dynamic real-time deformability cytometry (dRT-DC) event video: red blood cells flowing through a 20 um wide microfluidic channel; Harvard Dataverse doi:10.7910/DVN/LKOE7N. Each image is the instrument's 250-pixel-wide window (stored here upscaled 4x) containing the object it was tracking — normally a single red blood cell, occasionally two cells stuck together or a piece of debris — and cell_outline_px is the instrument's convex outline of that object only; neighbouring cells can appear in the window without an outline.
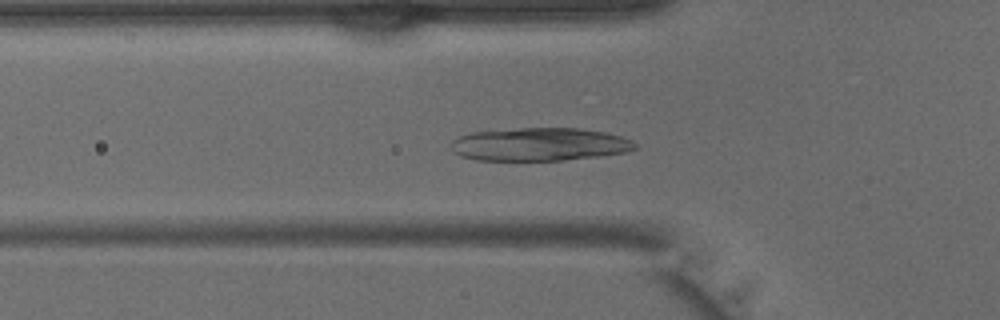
{"species": "common noctule bat (a hibernating species)", "species_latin": "Nyctalus noctula", "temperature_condition": "warm", "stored_images_in_passage": 34, "camera_frame_rate_fps": 3000, "um_per_image_px": 0.085, "animal": {"sex": "male", "body_mass_g": 15.6}, "frame": {"image": 1, "passage_image": 5, "time_ms": 1.333, "image_size_px": [1000, 320], "cell_outline_px": [[636, 148], [628, 152], [600, 156], [560, 160], [476, 160], [460, 156], [448, 148], [452, 140], [460, 136], [472, 132], [520, 128], [580, 128], [604, 132], [620, 136], [632, 140], [636, 144]], "centroid_in_image_um": [45.84, 12.27], "position_along_channel_um": 80.0, "area_um2": 35.6}}
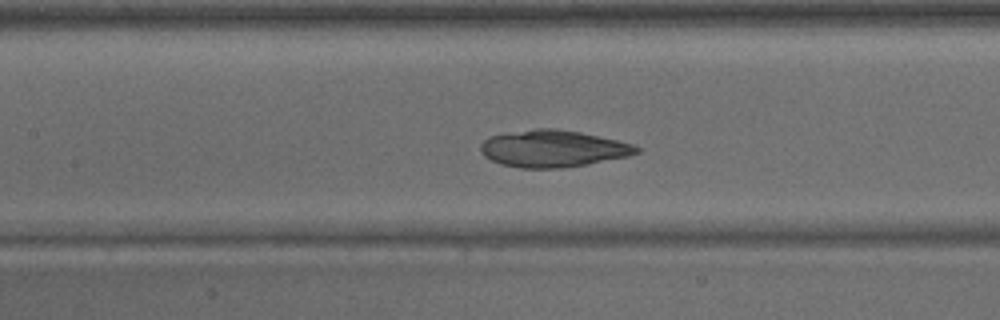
{"frame": {"image": 2, "passage_image": 10, "time_ms": 3.0, "image_size_px": [1000, 320], "cell_outline_px": [[640, 152], [628, 156], [588, 164], [560, 168], [520, 168], [500, 164], [484, 156], [480, 152], [480, 144], [488, 136], [536, 128], [556, 128], [580, 132], [616, 140], [632, 144], [640, 148]], "centroid_in_image_um": [46.97, 12.63], "position_along_channel_um": 160.4, "area_um2": 33.52}}
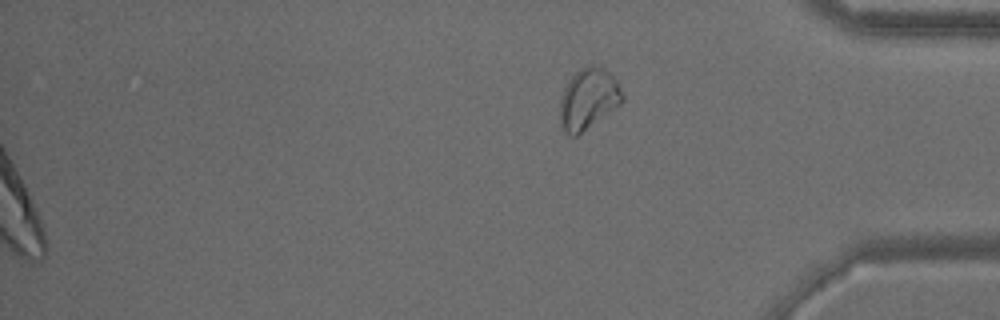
{"frame": {"image": 3, "passage_image": 34, "time_ms": 11.0, "image_size_px": [1000, 320], "cell_outline_px": [[624, 100], [620, 104], [576, 136], [572, 136], [560, 124], [560, 96], [568, 80], [580, 68], [588, 64], [592, 64], [604, 68], [616, 80], [624, 96]], "centroid_in_image_um": [50.0, 8.36], "position_along_channel_um": 385.2, "area_um2": 21.91}}